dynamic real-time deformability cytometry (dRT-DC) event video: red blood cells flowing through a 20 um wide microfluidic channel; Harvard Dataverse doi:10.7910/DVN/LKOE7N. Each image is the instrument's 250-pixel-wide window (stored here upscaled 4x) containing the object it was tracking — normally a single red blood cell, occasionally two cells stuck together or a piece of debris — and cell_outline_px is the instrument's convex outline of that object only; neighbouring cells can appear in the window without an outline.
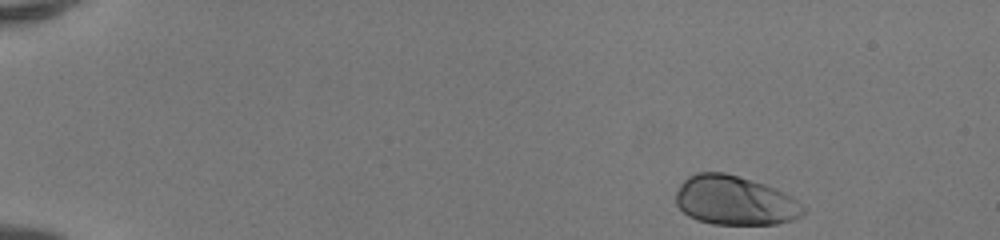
{"species": "human", "species_latin": "Homo sapiens", "temperature_condition": "room temperature", "stored_images_in_passage": 45, "camera_frame_rate_fps": 3000, "um_per_image_px": 0.085, "donor": {"sex": "female"}, "frame": {"image": 1, "passage_image": 1, "time_ms": 0.0, "image_size_px": [1000, 240], "cell_outline_px": [[808, 208], [804, 216], [792, 220], [776, 224], [712, 224], [696, 220], [688, 216], [676, 204], [676, 192], [680, 184], [688, 176], [696, 172], [724, 172], [764, 184], [776, 188], [792, 196]], "centroid_in_image_um": [62.5, 17.05], "position_along_channel_um": 22.5, "area_um2": 36.93}}
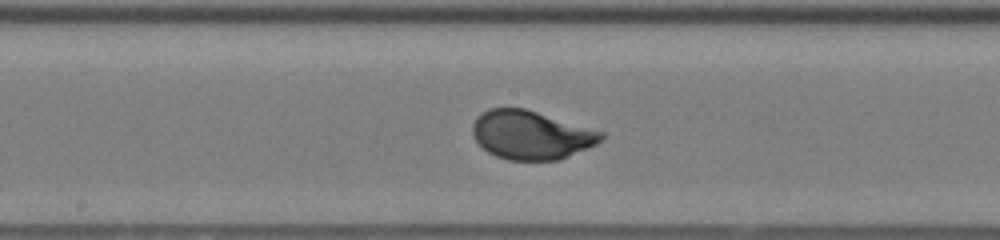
{"frame": {"image": 2, "passage_image": 23, "time_ms": 7.333, "image_size_px": [1000, 240], "cell_outline_px": [[604, 140], [588, 148], [560, 160], [508, 160], [496, 156], [488, 152], [472, 136], [472, 124], [488, 108], [524, 108], [604, 132]], "centroid_in_image_um": [45.16, 11.48], "position_along_channel_um": 203.0, "area_um2": 36.3}}
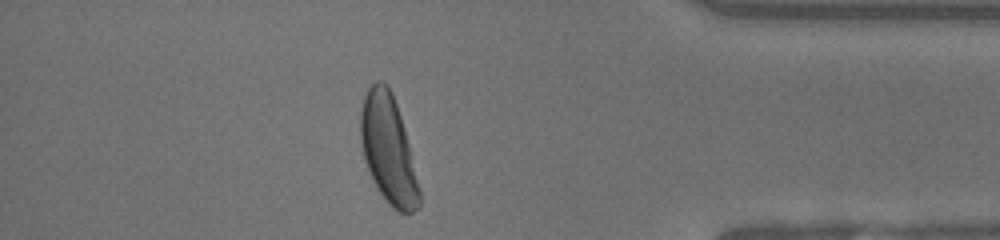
{"frame": {"image": 3, "passage_image": 39, "time_ms": 12.667, "image_size_px": [1000, 240], "cell_outline_px": [[420, 208], [412, 212], [400, 212], [392, 208], [388, 204], [372, 180], [364, 160], [360, 140], [360, 112], [364, 96], [368, 88], [376, 80], [380, 80], [388, 84], [392, 92], [404, 128], [420, 188]], "centroid_in_image_um": [32.99, 12.7], "position_along_channel_um": 402.2, "area_um2": 37.05}, "authors_computed_cell_mechanics": {"area_um2": 36.1828, "velocity_mm_per_s": 4.1827, "shape_relaxation_time_tau1_ms": 2.235, "shape_relaxation_time_tau2_ms": null, "deformation_change_tau1": 0.1455, "deformation_change_tau2": null}}